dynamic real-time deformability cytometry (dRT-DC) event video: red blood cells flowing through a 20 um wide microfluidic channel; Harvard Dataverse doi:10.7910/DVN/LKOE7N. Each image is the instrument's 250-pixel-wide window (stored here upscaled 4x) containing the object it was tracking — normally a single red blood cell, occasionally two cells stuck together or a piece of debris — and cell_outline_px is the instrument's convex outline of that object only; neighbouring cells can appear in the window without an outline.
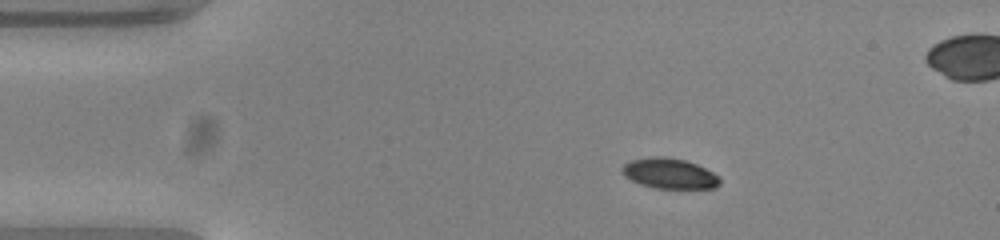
{"species": "common noctule bat (a hibernating species)", "species_latin": "Nyctalus noctula", "temperature_condition": "warm", "stored_images_in_passage": 46, "segment_of_instrument_passage": [1, 2], "camera_frame_rate_fps": 3000, "um_per_image_px": 0.085, "animal": {"sex": "female", "body_mass_g": 23.0, "forearm_length_mm": 53.4}, "frame": {"image": 1, "passage_image": 1, "time_ms": 0.0, "image_size_px": [1000, 240], "cell_outline_px": [[720, 184], [716, 188], [656, 188], [640, 184], [624, 176], [620, 172], [620, 168], [624, 164], [632, 160], [656, 156], [664, 156], [684, 160], [696, 164], [720, 176]], "centroid_in_image_um": [56.89, 14.75], "position_along_channel_um": 28.1, "area_um2": 17.28}}
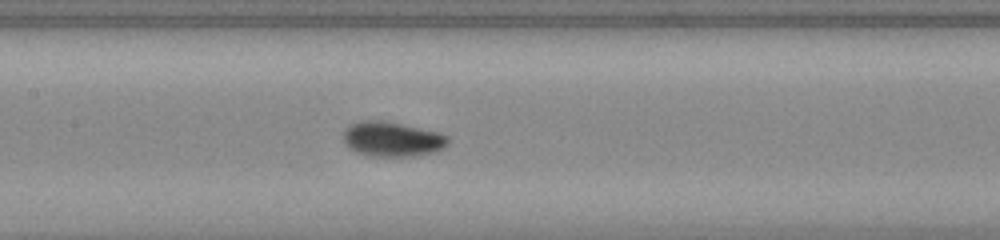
{"frame": {"image": 2, "passage_image": 17, "time_ms": 5.333, "image_size_px": [1000, 240], "cell_outline_px": [[448, 144], [444, 148], [436, 152], [412, 156], [372, 156], [356, 152], [348, 148], [344, 140], [344, 132], [348, 124], [360, 120], [380, 120], [440, 132], [448, 136]], "centroid_in_image_um": [33.33, 11.82], "position_along_channel_um": 174.1, "area_um2": 21.33}}
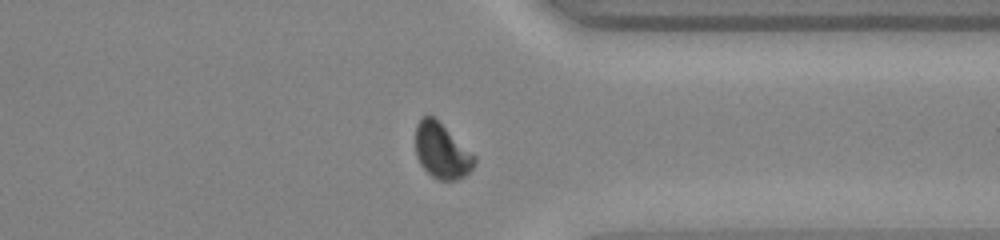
{"frame": {"image": 3, "passage_image": 33, "time_ms": 10.667, "image_size_px": [1000, 240], "cell_outline_px": [[476, 164], [464, 176], [456, 180], [436, 180], [420, 164], [416, 156], [416, 124], [420, 116], [432, 116], [476, 156]], "centroid_in_image_um": [37.54, 12.84], "position_along_channel_um": 373.9, "area_um2": 18.79}}